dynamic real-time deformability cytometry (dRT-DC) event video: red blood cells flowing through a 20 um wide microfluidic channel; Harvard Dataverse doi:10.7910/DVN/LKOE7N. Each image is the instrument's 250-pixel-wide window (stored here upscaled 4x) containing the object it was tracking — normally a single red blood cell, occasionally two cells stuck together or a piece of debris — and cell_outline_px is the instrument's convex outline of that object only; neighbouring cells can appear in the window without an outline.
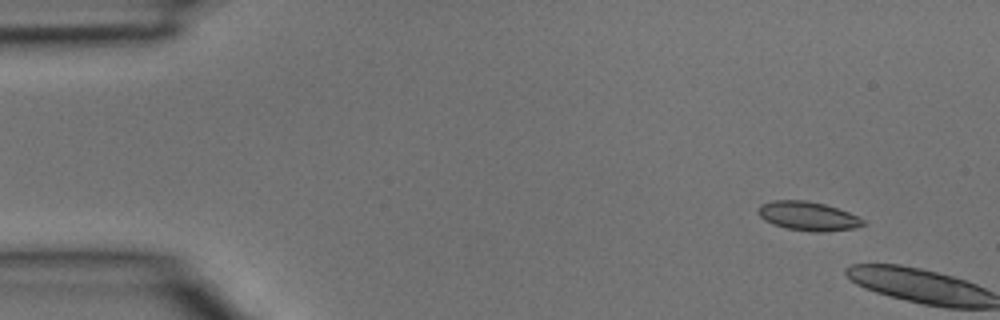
{"species": "common noctule bat (a hibernating species)", "species_latin": "Nyctalus noctula", "temperature_condition": "room temperature", "stored_images_in_passage": 2, "camera_frame_rate_fps": 3000, "um_per_image_px": 0.085, "animal": {"sex": "male", "body_mass_g": 15.6}, "frame": {"image": 1, "passage_image": 2, "time_ms": 0.333, "image_size_px": [1000, 320], "cell_outline_px": [[868, 224], [856, 228], [824, 232], [812, 232], [784, 228], [772, 224], [764, 220], [760, 216], [760, 204], [772, 200], [804, 200], [824, 204], [848, 212], [864, 220]], "centroid_in_image_um": [68.7, 18.38], "position_along_channel_um": 16.3, "area_um2": 17.74}}